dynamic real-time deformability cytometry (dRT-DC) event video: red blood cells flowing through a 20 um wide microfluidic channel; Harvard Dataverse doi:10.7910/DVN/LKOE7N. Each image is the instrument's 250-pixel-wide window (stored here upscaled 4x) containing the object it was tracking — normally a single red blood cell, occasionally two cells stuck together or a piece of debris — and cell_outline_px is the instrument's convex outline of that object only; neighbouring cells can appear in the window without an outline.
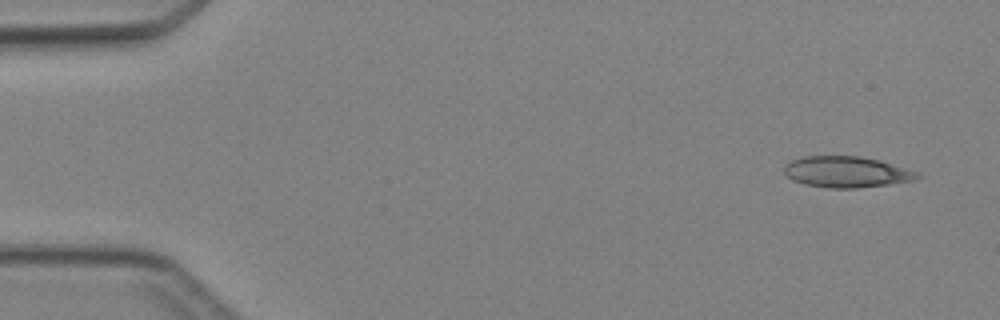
{"species": "Egyptian fruit bat (a non-hibernating species)", "species_latin": "Rousettus aegyptiacus", "temperature_condition": "cold", "stored_images_in_passage": 3, "camera_frame_rate_fps": 3000, "um_per_image_px": 0.085, "animal": {"sex": "female"}, "frame": {"image": 1, "passage_image": 1, "time_ms": 0.0, "image_size_px": [1000, 320], "cell_outline_px": [[924, 176], [916, 180], [888, 184], [856, 188], [828, 188], [804, 184], [792, 180], [784, 172], [784, 164], [792, 160], [804, 156], [860, 156], [880, 160], [916, 172]], "centroid_in_image_um": [71.94, 14.61], "position_along_channel_um": 13.1, "area_um2": 24.1}}